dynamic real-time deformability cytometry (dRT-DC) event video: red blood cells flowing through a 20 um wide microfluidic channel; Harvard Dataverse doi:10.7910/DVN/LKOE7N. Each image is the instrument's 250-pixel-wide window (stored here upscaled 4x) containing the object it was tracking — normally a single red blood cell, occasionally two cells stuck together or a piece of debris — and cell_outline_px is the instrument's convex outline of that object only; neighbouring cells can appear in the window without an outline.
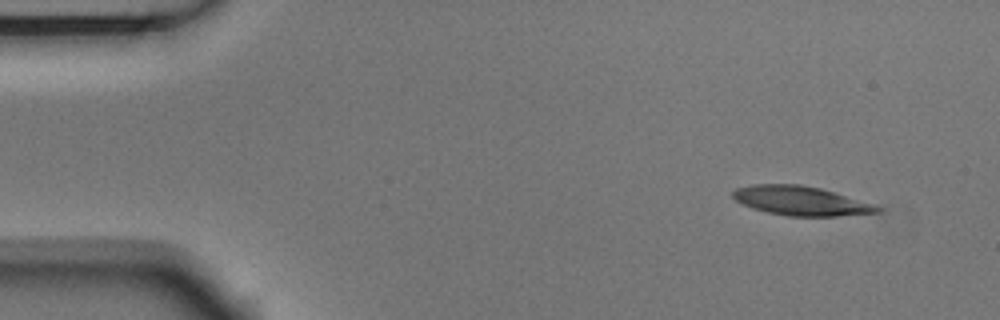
{"species": "Egyptian fruit bat (a non-hibernating species)", "species_latin": "Rousettus aegyptiacus", "temperature_condition": "room temperature", "stored_images_in_passage": 3, "camera_frame_rate_fps": 3000, "um_per_image_px": 0.085, "animal": {"sex": "male"}, "frame": {"image": 1, "passage_image": 1, "time_ms": 0.0, "image_size_px": [1000, 320], "cell_outline_px": [[880, 212], [836, 216], [788, 216], [768, 212], [752, 208], [736, 200], [732, 196], [732, 192], [736, 188], [752, 184], [800, 184], [820, 188], [880, 208]], "centroid_in_image_um": [67.95, 17.06], "position_along_channel_um": 17.0, "area_um2": 23.93}}